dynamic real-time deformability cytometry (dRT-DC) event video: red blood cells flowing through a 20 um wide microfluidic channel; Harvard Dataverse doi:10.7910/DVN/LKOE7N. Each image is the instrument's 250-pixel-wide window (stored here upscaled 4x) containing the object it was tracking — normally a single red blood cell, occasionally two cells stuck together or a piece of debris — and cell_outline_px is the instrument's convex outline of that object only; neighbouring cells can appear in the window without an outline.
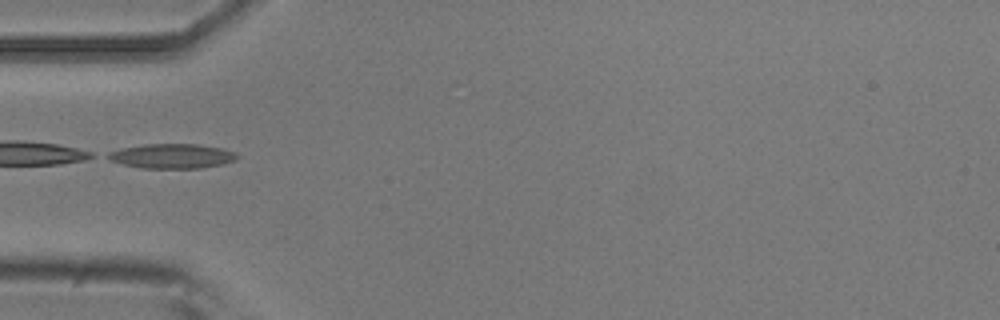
{"species": "common noctule bat (a hibernating species)", "species_latin": "Nyctalus noctula", "temperature_condition": "room temperature", "stored_images_in_passage": 35, "camera_frame_rate_fps": 3000, "um_per_image_px": 0.085, "animal": {"sex": "male", "body_mass_g": 20.5, "forearm_length_mm": 52.5}, "frame": {"image": 1, "passage_image": 1, "time_ms": 0.0, "image_size_px": [1000, 320], "cell_outline_px": [[240, 156], [232, 160], [220, 164], [200, 168], [140, 168], [124, 164], [112, 160], [104, 156], [108, 152], [124, 148], [144, 144], [196, 144], [224, 148], [236, 152]], "centroid_in_image_um": [14.63, 13.26], "position_along_channel_um": 70.4, "area_um2": 18.38}, "authors_computed_cell_mechanics": {"area_um2": 16.8776, "velocity_mm_per_s": 3.9154, "shape_relaxation_time_tau1_ms": 4.3371, "shape_relaxation_time_tau2_ms": null, "deformation_change_tau1": 0.1211, "deformation_change_tau2": null}}